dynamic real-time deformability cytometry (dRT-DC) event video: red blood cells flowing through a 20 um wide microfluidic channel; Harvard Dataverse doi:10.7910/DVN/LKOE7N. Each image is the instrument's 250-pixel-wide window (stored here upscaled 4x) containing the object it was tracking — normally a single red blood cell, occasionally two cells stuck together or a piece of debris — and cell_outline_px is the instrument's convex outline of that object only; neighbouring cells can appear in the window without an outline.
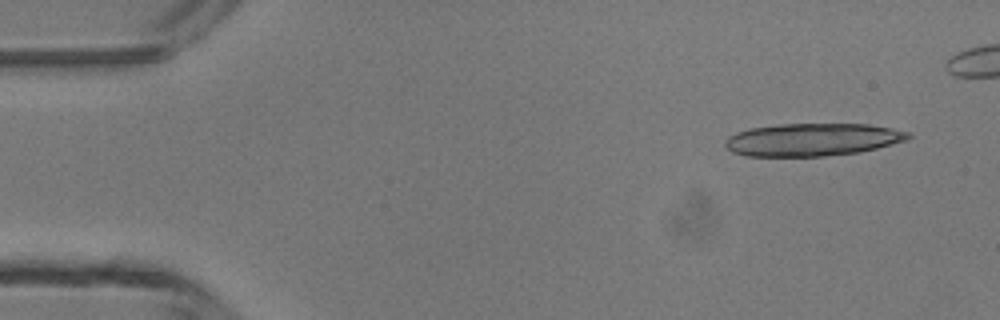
{"species": "common noctule bat (a hibernating species)", "species_latin": "Nyctalus noctula", "temperature_condition": "room temperature", "stored_images_in_passage": 6, "camera_frame_rate_fps": 3000, "um_per_image_px": 0.085, "animal": {"sex": "male", "body_mass_g": 13.3}, "frame": {"image": 1, "passage_image": 1, "time_ms": 0.0, "image_size_px": [1000, 320], "cell_outline_px": [[912, 136], [908, 140], [860, 152], [824, 156], [744, 156], [732, 152], [724, 144], [724, 140], [728, 136], [736, 132], [752, 128], [780, 124], [868, 124], [892, 128], [908, 132]], "centroid_in_image_um": [69.05, 11.87], "position_along_channel_um": 16.0, "area_um2": 34.91}}
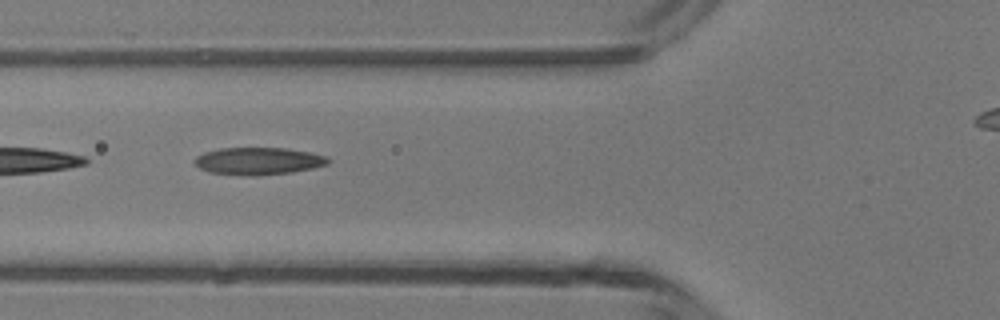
{"frame": {"image": 2, "passage_image": 5, "time_ms": 4.667, "image_size_px": [1000, 320], "cell_outline_px": [[332, 160], [328, 164], [312, 168], [292, 172], [256, 176], [248, 176], [208, 172], [200, 168], [192, 160], [196, 156], [204, 152], [220, 148], [288, 148], [328, 156]], "centroid_in_image_um": [21.96, 13.69], "position_along_channel_um": 103.8, "area_um2": 21.44}}
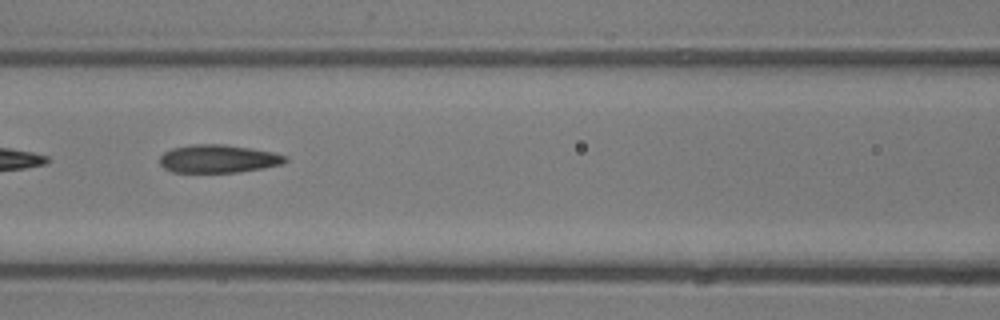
{"frame": {"image": 3, "passage_image": 6, "time_ms": 5.667, "image_size_px": [1000, 320], "cell_outline_px": [[288, 160], [280, 164], [264, 168], [236, 172], [172, 172], [164, 168], [160, 164], [160, 156], [164, 152], [172, 148], [192, 144], [224, 144], [272, 152], [288, 156]], "centroid_in_image_um": [18.53, 13.49], "position_along_channel_um": 148.1, "area_um2": 20.46}}